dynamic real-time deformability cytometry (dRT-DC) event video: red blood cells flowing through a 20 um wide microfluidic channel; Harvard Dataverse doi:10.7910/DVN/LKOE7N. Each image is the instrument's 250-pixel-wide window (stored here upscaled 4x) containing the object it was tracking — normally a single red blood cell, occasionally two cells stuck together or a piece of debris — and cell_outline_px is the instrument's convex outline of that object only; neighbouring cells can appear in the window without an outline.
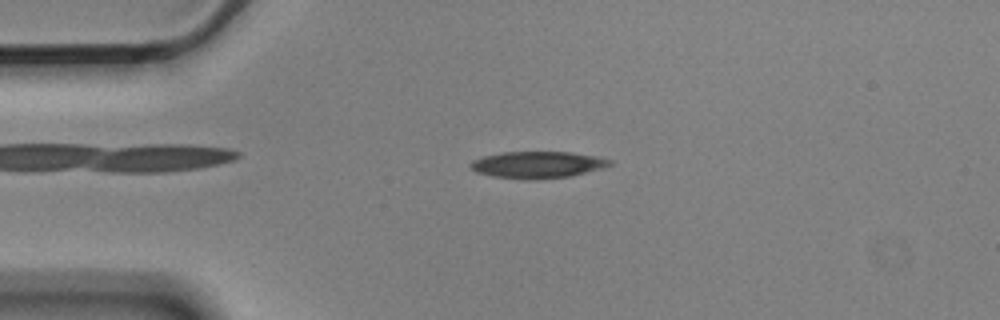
{"species": "Egyptian fruit bat (a non-hibernating species)", "species_latin": "Rousettus aegyptiacus", "temperature_condition": "cold", "stored_images_in_passage": 3, "camera_frame_rate_fps": 3000, "um_per_image_px": 0.085, "animal": {"sex": "male"}, "frame": {"image": 1, "passage_image": 2, "time_ms": 0.333, "image_size_px": [1000, 320], "cell_outline_px": [[612, 164], [600, 168], [568, 176], [536, 180], [524, 180], [492, 176], [476, 172], [468, 168], [468, 164], [472, 160], [480, 156], [500, 152], [568, 152], [596, 156], [612, 160]], "centroid_in_image_um": [45.57, 14.0], "position_along_channel_um": 39.4, "area_um2": 21.85}}